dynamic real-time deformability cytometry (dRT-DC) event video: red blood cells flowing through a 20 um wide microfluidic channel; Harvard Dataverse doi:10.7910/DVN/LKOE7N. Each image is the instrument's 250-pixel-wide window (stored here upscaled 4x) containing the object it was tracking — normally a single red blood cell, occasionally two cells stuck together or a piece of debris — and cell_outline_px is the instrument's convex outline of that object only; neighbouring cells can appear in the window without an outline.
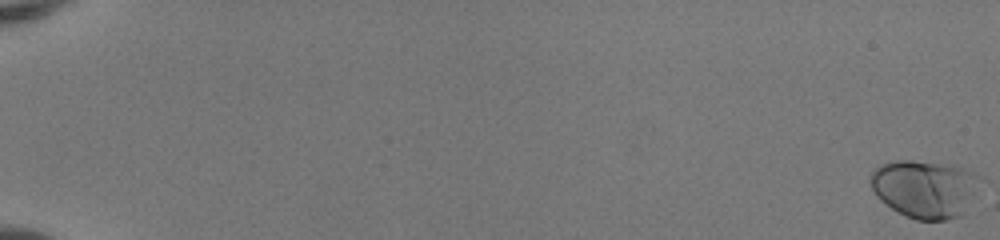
{"species": "human", "species_latin": "Homo sapiens", "temperature_condition": "room temperature", "stored_images_in_passage": 54, "camera_frame_rate_fps": 3000, "um_per_image_px": 0.085, "donor": {"sex": "female"}, "frame": {"image": 1, "passage_image": 1, "time_ms": 0.0, "image_size_px": [1000, 240], "cell_outline_px": [[976, 176], [960, 216], [948, 220], [916, 220], [904, 216], [880, 200], [876, 196], [872, 188], [872, 172], [880, 164], [896, 160], [908, 160], [956, 164], [972, 172]], "centroid_in_image_um": [78.48, 16.02], "position_along_channel_um": 6.5, "area_um2": 35.72}}
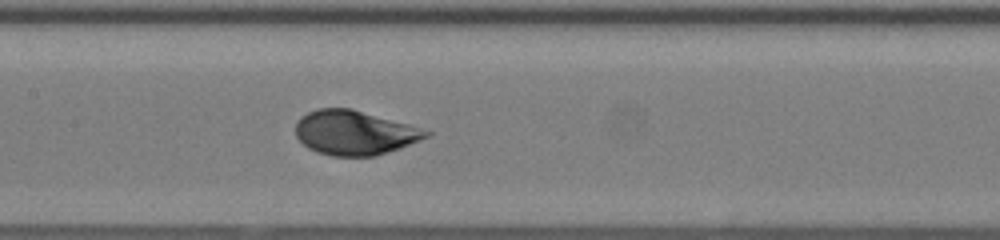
{"frame": {"image": 2, "passage_image": 30, "time_ms": 9.667, "image_size_px": [1000, 240], "cell_outline_px": [[432, 132], [428, 136], [420, 140], [400, 148], [376, 156], [332, 156], [316, 152], [308, 148], [296, 136], [296, 120], [300, 116], [316, 108], [352, 108], [408, 124]], "centroid_in_image_um": [30.1, 11.27], "position_along_channel_um": 177.3, "area_um2": 33.81}}
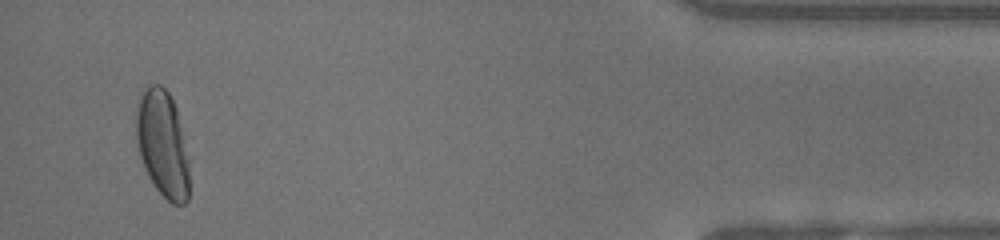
{"frame": {"image": 3, "passage_image": 52, "time_ms": 17.0, "image_size_px": [1000, 240], "cell_outline_px": [[188, 200], [184, 204], [172, 204], [156, 188], [148, 176], [144, 168], [140, 156], [136, 140], [136, 108], [140, 96], [144, 88], [148, 84], [160, 84], [168, 92], [176, 108], [188, 160]], "centroid_in_image_um": [13.79, 12.21], "position_along_channel_um": 421.4, "area_um2": 32.77}, "authors_computed_cell_mechanics": {"area_um2": 33.813, "velocity_mm_per_s": 4.0997, "shape_relaxation_time_tau1_ms": 2.7948, "shape_relaxation_time_tau2_ms": null, "deformation_change_tau1": 0.1609, "deformation_change_tau2": null}}